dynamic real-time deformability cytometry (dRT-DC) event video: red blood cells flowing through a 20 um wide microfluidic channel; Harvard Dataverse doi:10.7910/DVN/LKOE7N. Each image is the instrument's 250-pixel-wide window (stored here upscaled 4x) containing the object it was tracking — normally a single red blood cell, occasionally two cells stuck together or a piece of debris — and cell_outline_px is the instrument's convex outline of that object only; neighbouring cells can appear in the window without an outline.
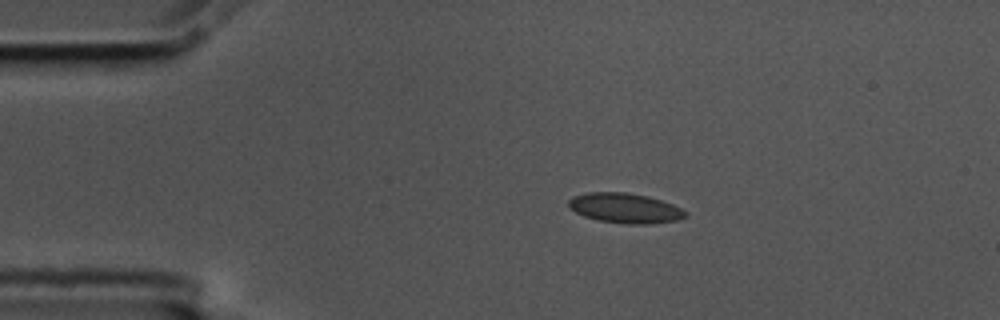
{"species": "common noctule bat (a hibernating species)", "species_latin": "Nyctalus noctula", "temperature_condition": "cold", "stored_images_in_passage": 47, "camera_frame_rate_fps": 3000, "um_per_image_px": 0.085, "animal": {"sex": "male", "body_mass_g": 17.5, "forearm_length_mm": 52.3}, "frame": {"image": 1, "passage_image": 1, "time_ms": 0.0, "image_size_px": [1000, 320], "cell_outline_px": [[688, 216], [676, 220], [648, 224], [628, 224], [600, 220], [584, 216], [576, 212], [568, 204], [568, 200], [572, 196], [588, 192], [624, 192], [648, 196], [672, 204], [688, 212]], "centroid_in_image_um": [53.14, 17.68], "position_along_channel_um": 31.9, "area_um2": 20.23}}
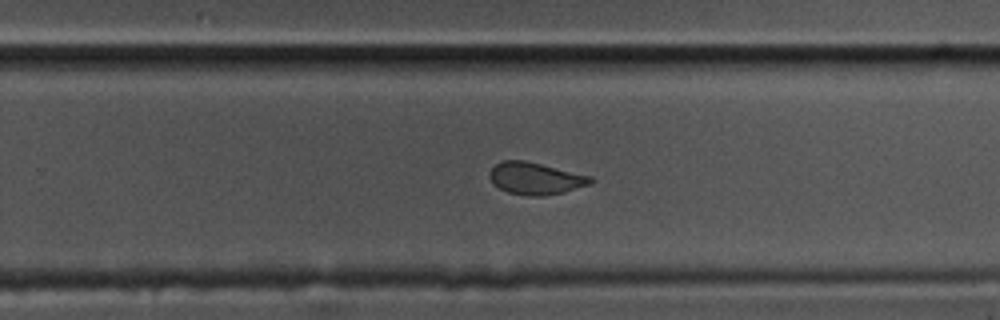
{"frame": {"image": 2, "passage_image": 26, "time_ms": 8.333, "image_size_px": [1000, 320], "cell_outline_px": [[596, 180], [588, 184], [564, 192], [540, 196], [528, 196], [508, 192], [492, 184], [488, 176], [488, 172], [500, 160], [524, 160], [592, 176]], "centroid_in_image_um": [45.48, 15.16], "position_along_channel_um": 284.3, "area_um2": 18.9}}
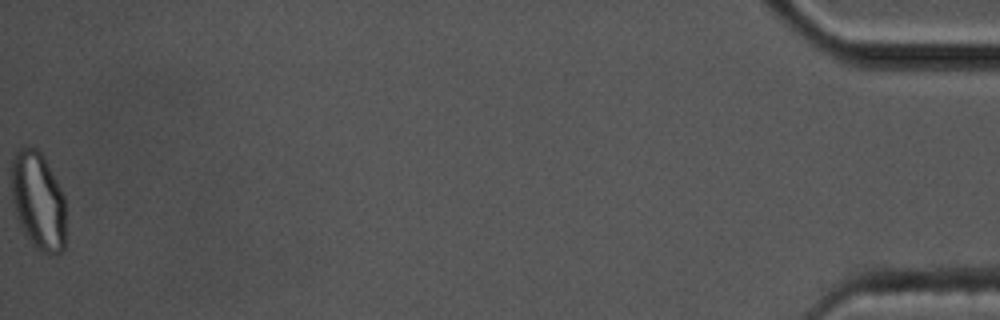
{"frame": {"image": 3, "passage_image": 47, "time_ms": 15.333, "image_size_px": [1000, 320], "cell_outline_px": [[64, 248], [60, 252], [52, 256], [36, 248], [24, 232], [20, 224], [12, 200], [12, 160], [16, 152], [20, 148], [28, 144], [36, 148], [44, 156], [64, 196]], "centroid_in_image_um": [3.24, 17.04], "position_along_channel_um": 432.0, "area_um2": 30.75}, "authors_computed_cell_mechanics": {"area_um2": 19.7676, "velocity_mm_per_s": 3.5505, "shape_relaxation_time_tau1_ms": 5.9632, "shape_relaxation_time_tau2_ms": null, "deformation_change_tau1": 0.1158, "deformation_change_tau2": null}}